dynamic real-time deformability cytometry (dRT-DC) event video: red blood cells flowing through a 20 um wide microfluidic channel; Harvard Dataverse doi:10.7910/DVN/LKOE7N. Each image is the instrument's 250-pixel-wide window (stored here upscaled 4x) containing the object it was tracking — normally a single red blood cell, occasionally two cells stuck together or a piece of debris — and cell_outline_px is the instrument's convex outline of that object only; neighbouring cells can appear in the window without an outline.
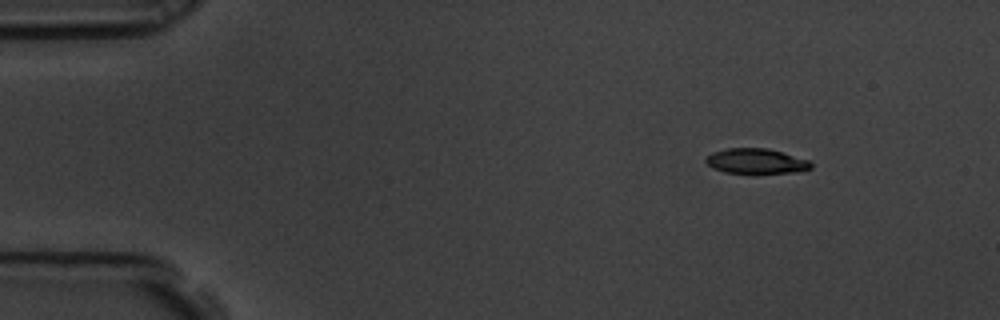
{"species": "common noctule bat (a hibernating species)", "species_latin": "Nyctalus noctula", "temperature_condition": "room temperature", "stored_images_in_passage": 3, "camera_frame_rate_fps": 3000, "um_per_image_px": 0.085, "animal": {"sex": "male", "body_mass_g": 19.5, "forearm_length_mm": 54.6}, "frame": {"image": 1, "passage_image": 1, "time_ms": 0.0, "image_size_px": [1000, 320], "cell_outline_px": [[812, 168], [800, 172], [724, 172], [712, 168], [704, 160], [712, 152], [728, 148], [768, 148], [808, 160], [812, 164]], "centroid_in_image_um": [64.26, 13.68], "position_along_channel_um": 20.7, "area_um2": 15.09}}
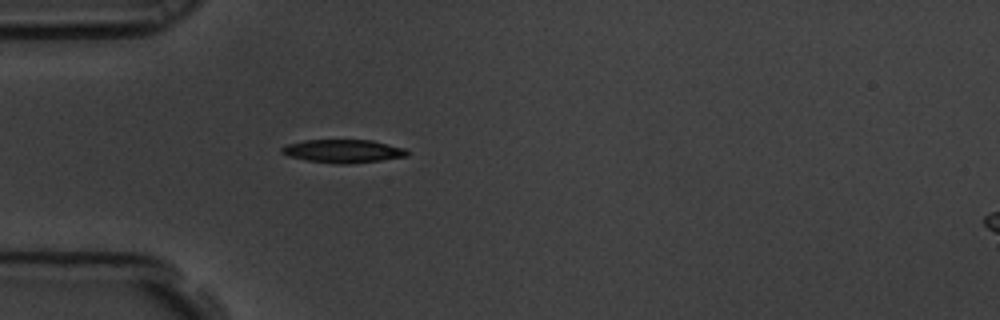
{"frame": {"image": 2, "passage_image": 3, "time_ms": 0.667, "image_size_px": [1000, 320], "cell_outline_px": [[408, 156], [380, 160], [348, 164], [336, 164], [308, 160], [288, 156], [280, 152], [280, 148], [288, 144], [304, 140], [372, 140], [404, 148], [408, 152]], "centroid_in_image_um": [29.15, 12.84], "position_along_channel_um": 55.9, "area_um2": 16.88}}